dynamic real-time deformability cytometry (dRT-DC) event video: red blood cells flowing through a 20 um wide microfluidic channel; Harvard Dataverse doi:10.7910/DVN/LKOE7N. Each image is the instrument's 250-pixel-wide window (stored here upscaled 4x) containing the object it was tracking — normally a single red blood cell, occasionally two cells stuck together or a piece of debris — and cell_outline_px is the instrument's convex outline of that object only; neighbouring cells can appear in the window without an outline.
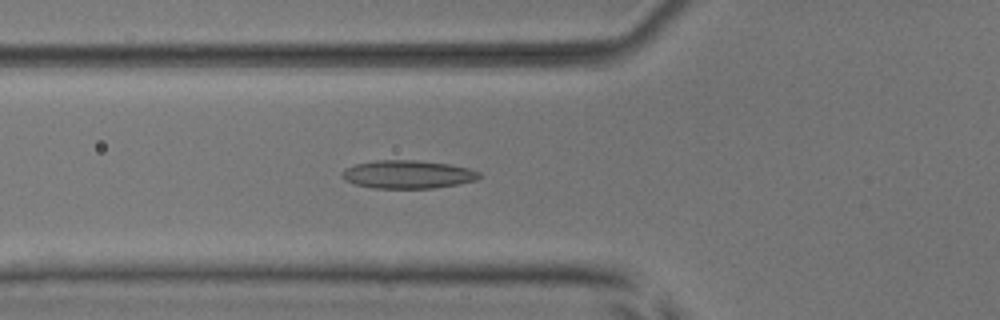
{"species": "common noctule bat (a hibernating species)", "species_latin": "Nyctalus noctula", "temperature_condition": "room temperature", "stored_images_in_passage": 52, "camera_frame_rate_fps": 3000, "um_per_image_px": 0.085, "animal": {"sex": "male", "body_mass_g": 17.9, "forearm_length_mm": 54.2}, "frame": {"image": 1, "passage_image": 20, "time_ms": 6.333, "image_size_px": [1000, 320], "cell_outline_px": [[480, 176], [476, 180], [456, 184], [432, 188], [372, 188], [356, 184], [344, 180], [340, 176], [340, 172], [344, 168], [356, 164], [376, 160], [416, 160], [452, 164], [468, 168], [480, 172]], "centroid_in_image_um": [34.62, 14.81], "position_along_channel_um": 91.2, "area_um2": 22.6}}
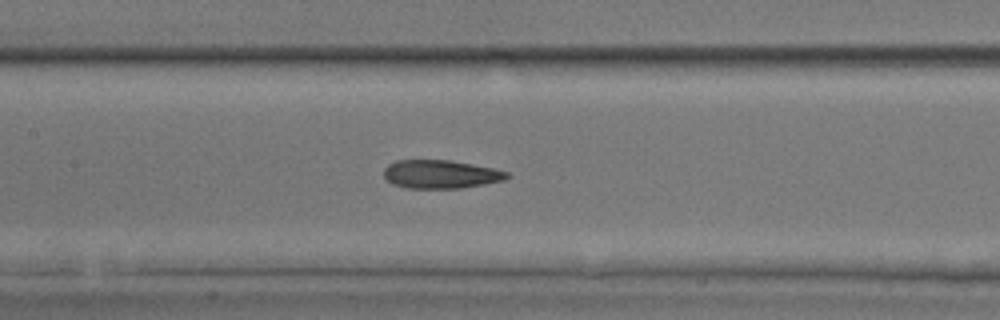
{"frame": {"image": 2, "passage_image": 26, "time_ms": 8.333, "image_size_px": [1000, 320], "cell_outline_px": [[512, 176], [504, 180], [484, 184], [460, 188], [408, 188], [392, 184], [384, 176], [384, 168], [388, 164], [396, 160], [448, 160], [472, 164], [492, 168], [508, 172]], "centroid_in_image_um": [37.45, 14.81], "position_along_channel_um": 169.9, "area_um2": 20.35}}
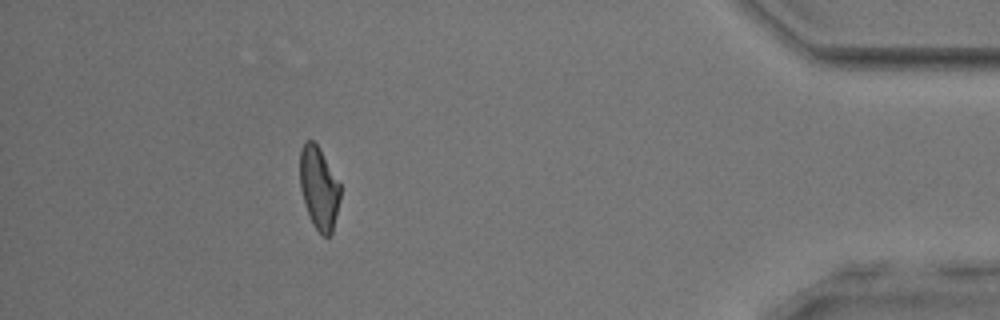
{"frame": {"image": 3, "passage_image": 48, "time_ms": 15.667, "image_size_px": [1000, 320], "cell_outline_px": [[340, 200], [332, 232], [328, 236], [324, 236], [312, 224], [308, 216], [304, 204], [300, 188], [300, 148], [304, 140], [312, 140], [316, 144], [340, 184]], "centroid_in_image_um": [27.08, 15.99], "position_along_channel_um": 408.1, "area_um2": 19.31}}